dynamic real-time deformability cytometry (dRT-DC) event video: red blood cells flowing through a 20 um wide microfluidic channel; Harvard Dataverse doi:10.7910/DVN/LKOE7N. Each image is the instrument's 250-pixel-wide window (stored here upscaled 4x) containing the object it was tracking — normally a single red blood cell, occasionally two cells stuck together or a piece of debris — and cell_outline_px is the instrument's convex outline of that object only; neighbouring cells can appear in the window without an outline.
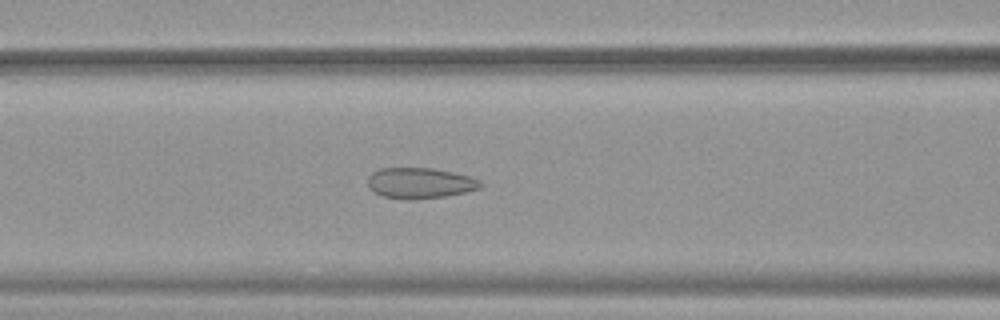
{"species": "common noctule bat (a hibernating species)", "species_latin": "Nyctalus noctula", "temperature_condition": "warm", "stored_images_in_passage": 52, "camera_frame_rate_fps": 3000, "um_per_image_px": 0.085, "animal": {"sex": "female", "body_mass_g": 19.9}, "frame": {"image": 1, "passage_image": 22, "time_ms": 7.0, "image_size_px": [1000, 320], "cell_outline_px": [[484, 184], [480, 188], [464, 192], [444, 196], [412, 200], [404, 200], [384, 196], [368, 188], [368, 176], [372, 172], [380, 168], [432, 168], [472, 176], [480, 180]], "centroid_in_image_um": [35.7, 15.56], "position_along_channel_um": 130.9, "area_um2": 20.29}}
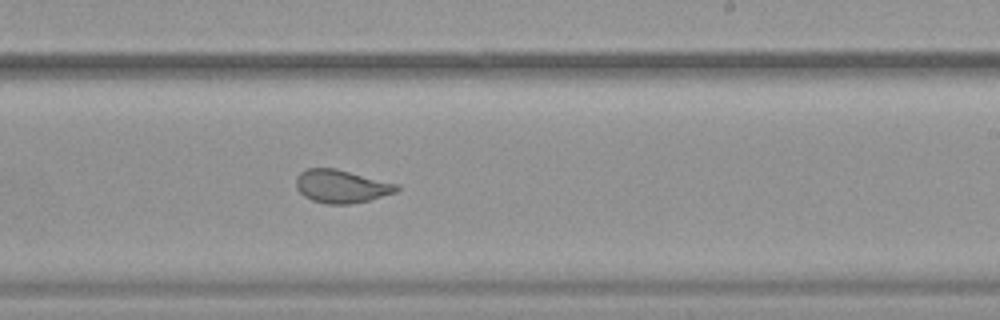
{"frame": {"image": 2, "passage_image": 32, "time_ms": 10.333, "image_size_px": [1000, 320], "cell_outline_px": [[400, 188], [396, 192], [368, 200], [352, 204], [328, 204], [312, 200], [304, 196], [296, 188], [296, 176], [304, 168], [336, 168], [400, 184]], "centroid_in_image_um": [29.02, 15.82], "position_along_channel_um": 260.0, "area_um2": 19.59}}
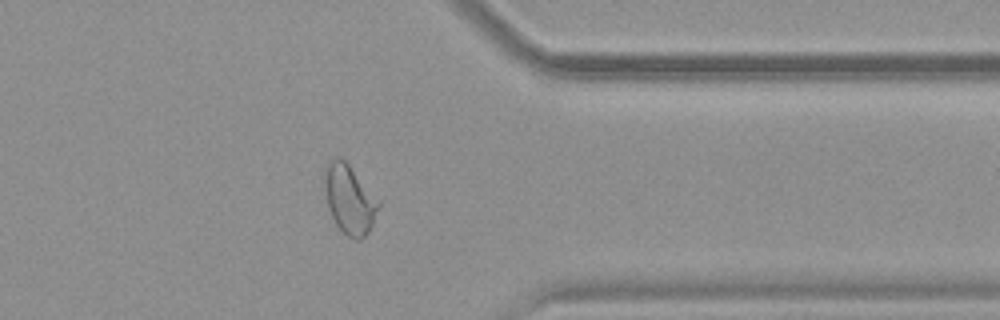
{"frame": {"image": 3, "passage_image": 42, "time_ms": 13.667, "image_size_px": [1000, 320], "cell_outline_px": [[380, 204], [372, 224], [368, 232], [360, 240], [356, 240], [348, 236], [336, 224], [328, 208], [324, 188], [324, 168], [328, 160], [332, 156], [340, 156], [348, 164], [380, 200]], "centroid_in_image_um": [29.68, 16.89], "position_along_channel_um": 381.7, "area_um2": 21.79}, "authors_computed_cell_mechanics": {"area_um2": 23.3801, "velocity_mm_per_s": 3.8946, "shape_relaxation_time_tau1_ms": null, "shape_relaxation_time_tau2_ms": 0.9401, "deformation_change_tau1": null, "deformation_change_tau2": 0.08}}